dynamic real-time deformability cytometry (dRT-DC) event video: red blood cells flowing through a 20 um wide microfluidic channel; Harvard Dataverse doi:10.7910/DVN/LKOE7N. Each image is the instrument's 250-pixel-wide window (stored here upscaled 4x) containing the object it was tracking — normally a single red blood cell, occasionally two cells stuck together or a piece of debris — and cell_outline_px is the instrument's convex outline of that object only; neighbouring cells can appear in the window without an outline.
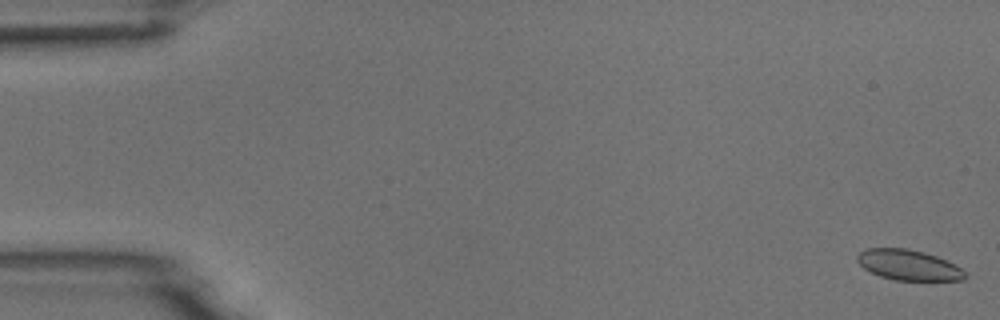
{"species": "common noctule bat (a hibernating species)", "species_latin": "Nyctalus noctula", "temperature_condition": "room temperature", "stored_images_in_passage": 7, "camera_frame_rate_fps": 3000, "um_per_image_px": 0.085, "animal": {"sex": "male", "body_mass_g": 18.8}, "frame": {"image": 1, "passage_image": 1, "time_ms": 0.0, "image_size_px": [1000, 320], "cell_outline_px": [[968, 276], [964, 280], [896, 280], [880, 276], [864, 268], [856, 260], [856, 256], [860, 252], [868, 248], [908, 248], [924, 252], [936, 256], [960, 268]], "centroid_in_image_um": [77.2, 22.52], "position_along_channel_um": 7.8, "area_um2": 18.9}}
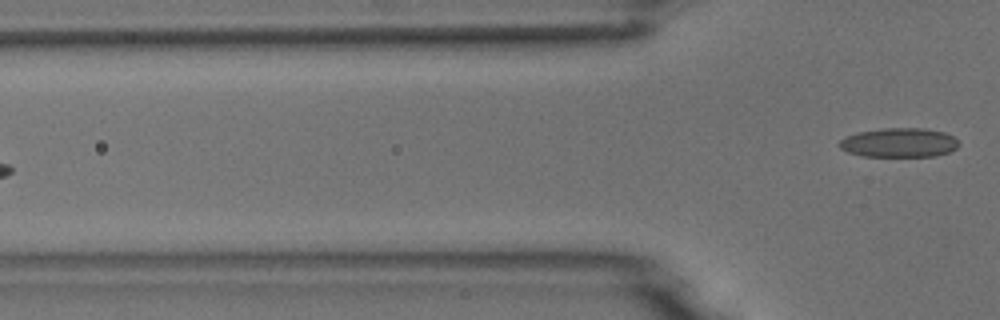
{"frame": {"image": 2, "passage_image": 7, "time_ms": 7.0, "image_size_px": [1000, 320], "cell_outline_px": [[960, 144], [956, 148], [948, 152], [936, 156], [864, 156], [848, 152], [840, 148], [836, 144], [844, 136], [860, 132], [884, 128], [924, 128], [944, 132], [952, 136]], "centroid_in_image_um": [76.4, 12.12], "position_along_channel_um": 49.4, "area_um2": 20.35}}